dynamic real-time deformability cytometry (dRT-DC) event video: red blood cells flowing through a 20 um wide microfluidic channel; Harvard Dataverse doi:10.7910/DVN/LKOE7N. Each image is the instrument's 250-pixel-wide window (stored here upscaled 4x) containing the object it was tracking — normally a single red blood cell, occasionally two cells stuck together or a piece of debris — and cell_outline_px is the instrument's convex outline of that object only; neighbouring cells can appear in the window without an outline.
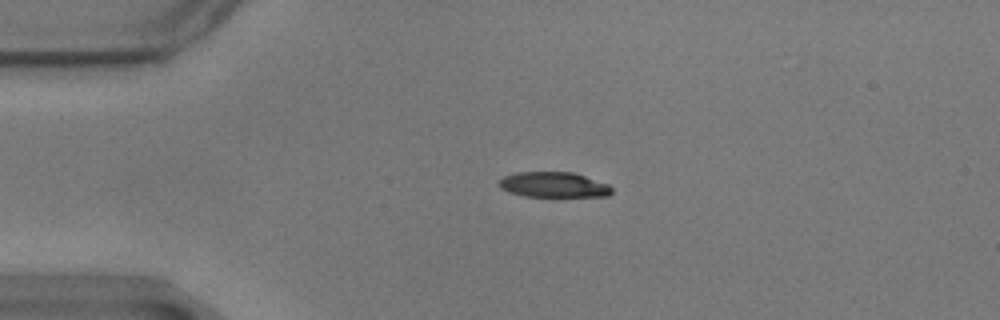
{"species": "common noctule bat (a hibernating species)", "species_latin": "Nyctalus noctula", "temperature_condition": "warm", "stored_images_in_passage": 43, "camera_frame_rate_fps": 3000, "um_per_image_px": 0.085, "animal": {"sex": "male", "body_mass_g": 17.9}, "frame": {"image": 1, "passage_image": 6, "time_ms": 1.667, "image_size_px": [1000, 320], "cell_outline_px": [[612, 192], [608, 196], [524, 196], [508, 192], [500, 188], [500, 180], [504, 176], [516, 172], [572, 172], [608, 184], [612, 188]], "centroid_in_image_um": [47.04, 15.7], "position_along_channel_um": 38.0, "area_um2": 16.47}}
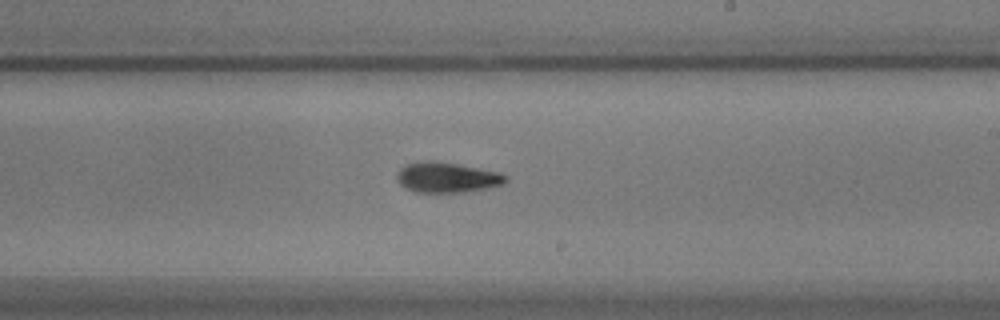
{"frame": {"image": 2, "passage_image": 27, "time_ms": 8.667, "image_size_px": [1000, 320], "cell_outline_px": [[508, 180], [504, 184], [464, 192], [416, 192], [400, 184], [396, 180], [396, 176], [400, 168], [404, 164], [428, 160], [436, 160], [460, 164], [500, 172], [508, 176]], "centroid_in_image_um": [38.0, 15.06], "position_along_channel_um": 251.0, "area_um2": 19.36}}
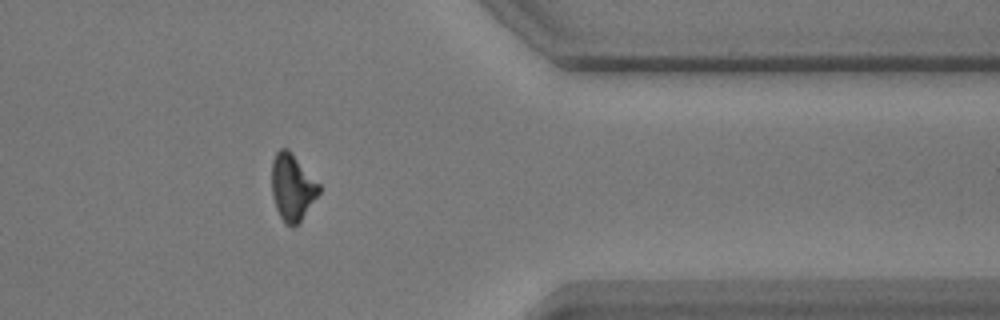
{"frame": {"image": 3, "passage_image": 40, "time_ms": 13.0, "image_size_px": [1000, 320], "cell_outline_px": [[320, 192], [300, 220], [292, 228], [284, 224], [276, 208], [272, 196], [272, 160], [276, 152], [280, 148], [288, 148], [320, 184]], "centroid_in_image_um": [24.83, 15.9], "position_along_channel_um": 386.6, "area_um2": 18.32}, "authors_computed_cell_mechanics": {"area_um2": 18.4382, "velocity_mm_per_s": 3.489, "shape_relaxation_time_tau1_ms": 2.8919, "shape_relaxation_time_tau2_ms": 5.5167, "deformation_change_tau1": 0.1348, "deformation_change_tau2": 0.1283}}